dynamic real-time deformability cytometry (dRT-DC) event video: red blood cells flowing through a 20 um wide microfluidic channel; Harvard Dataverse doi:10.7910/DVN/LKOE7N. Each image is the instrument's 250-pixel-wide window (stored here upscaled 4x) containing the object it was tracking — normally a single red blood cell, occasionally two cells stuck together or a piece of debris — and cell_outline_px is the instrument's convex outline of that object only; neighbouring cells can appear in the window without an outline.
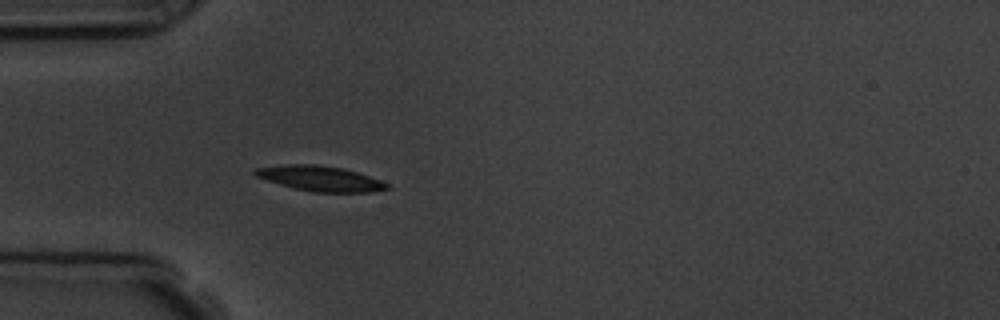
{"species": "common noctule bat (a hibernating species)", "species_latin": "Nyctalus noctula", "temperature_condition": "room temperature", "stored_images_in_passage": 1, "camera_frame_rate_fps": 3000, "um_per_image_px": 0.085, "animal": {"sex": "male", "body_mass_g": 19.5, "forearm_length_mm": 54.6}, "frame": {"image": 1, "passage_image": 1, "time_ms": 0.0, "image_size_px": [1000, 320], "cell_outline_px": [[392, 188], [372, 192], [312, 192], [280, 184], [256, 176], [252, 172], [256, 168], [288, 164], [316, 164], [340, 168], [356, 172], [380, 180], [388, 184]], "centroid_in_image_um": [27.24, 15.17], "position_along_channel_um": 57.8, "area_um2": 19.07}}